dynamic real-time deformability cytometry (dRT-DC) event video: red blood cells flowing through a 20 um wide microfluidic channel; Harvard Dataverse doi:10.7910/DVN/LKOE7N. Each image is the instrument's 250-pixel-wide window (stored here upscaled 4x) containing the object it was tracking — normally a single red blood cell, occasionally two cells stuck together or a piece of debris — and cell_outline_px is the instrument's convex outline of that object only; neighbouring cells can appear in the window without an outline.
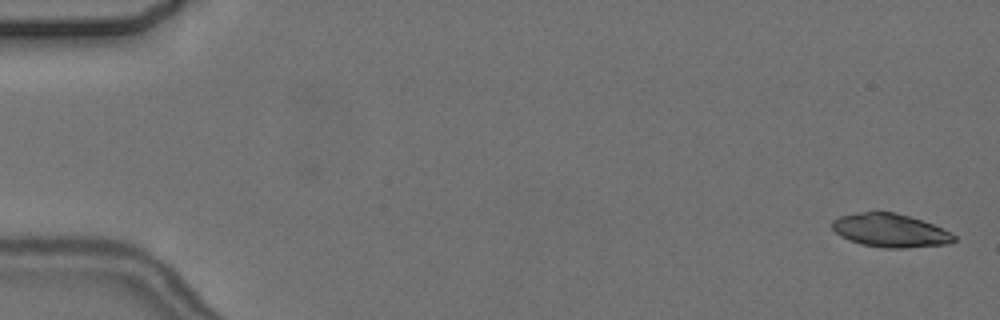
{"species": "common noctule bat (a hibernating species)", "species_latin": "Nyctalus noctula", "temperature_condition": "cold", "stored_images_in_passage": 8, "camera_frame_rate_fps": 3000, "um_per_image_px": 0.085, "animal": {"sex": "female", "body_mass_g": 24.6, "forearm_length_mm": 56.2}, "frame": {"image": 1, "passage_image": 1, "time_ms": 0.0, "image_size_px": [1000, 320], "cell_outline_px": [[956, 240], [948, 244], [904, 248], [884, 248], [860, 244], [848, 240], [840, 236], [832, 228], [832, 220], [840, 216], [864, 212], [896, 212], [932, 224], [952, 232], [956, 236]], "centroid_in_image_um": [75.68, 19.6], "position_along_channel_um": 9.3, "area_um2": 23.7}}
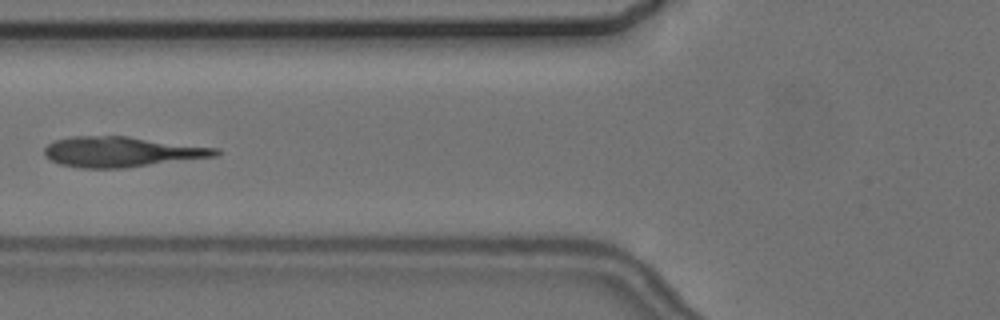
{"frame": {"image": 2, "passage_image": 6, "time_ms": 7.0, "image_size_px": [1000, 320], "cell_outline_px": [[220, 152], [216, 156], [124, 168], [80, 168], [60, 164], [48, 160], [44, 156], [44, 148], [52, 140], [72, 136], [128, 136], [220, 148]], "centroid_in_image_um": [10.3, 12.9], "position_along_channel_um": 115.5, "area_um2": 30.46}}
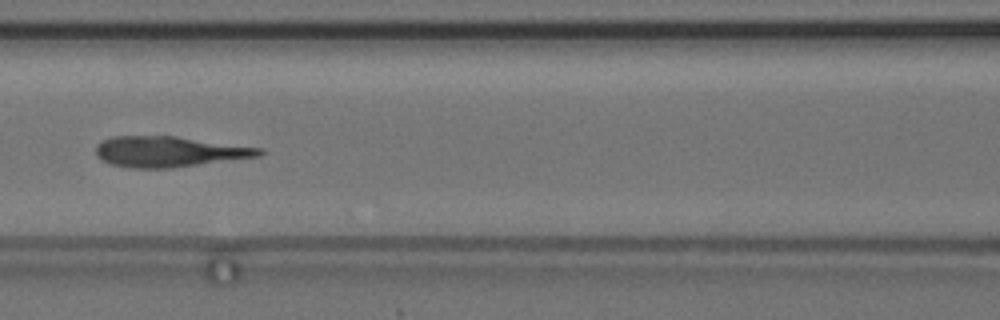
{"frame": {"image": 3, "passage_image": 7, "time_ms": 8.0, "image_size_px": [1000, 320], "cell_outline_px": [[264, 152], [260, 156], [172, 168], [132, 168], [112, 164], [96, 156], [96, 144], [112, 136], [176, 136], [264, 148]], "centroid_in_image_um": [14.4, 12.88], "position_along_channel_um": 152.2, "area_um2": 29.13}}